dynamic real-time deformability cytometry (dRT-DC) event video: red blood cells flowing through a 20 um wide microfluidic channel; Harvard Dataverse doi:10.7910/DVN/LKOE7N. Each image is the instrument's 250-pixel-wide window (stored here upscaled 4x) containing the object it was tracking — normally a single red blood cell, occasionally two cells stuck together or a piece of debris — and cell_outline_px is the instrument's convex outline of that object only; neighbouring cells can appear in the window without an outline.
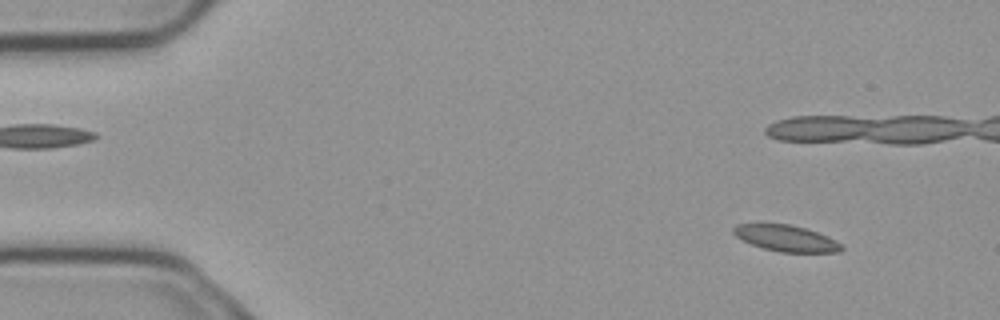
{"species": "common noctule bat (a hibernating species)", "species_latin": "Nyctalus noctula", "temperature_condition": "cold", "stored_images_in_passage": 10, "camera_frame_rate_fps": 3000, "um_per_image_px": 0.085, "animal": {"sex": "male", "body_mass_g": 23.1, "forearm_length_mm": 52.7}, "frame": {"image": 1, "passage_image": 1, "time_ms": 0.0, "image_size_px": [1000, 320], "cell_outline_px": [[844, 248], [840, 252], [780, 252], [764, 248], [752, 244], [736, 236], [732, 232], [732, 228], [736, 224], [788, 224], [804, 228], [828, 236], [836, 240]], "centroid_in_image_um": [66.83, 20.25], "position_along_channel_um": 18.2, "area_um2": 16.3}}
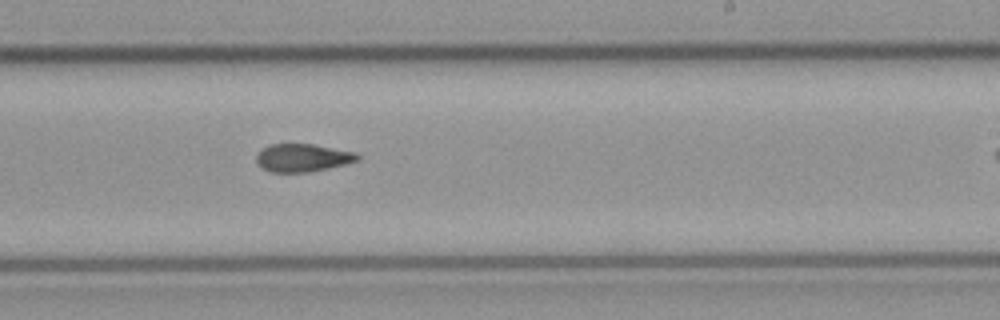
{"frame": {"image": 2, "passage_image": 9, "time_ms": 2.667, "image_size_px": [1000, 320], "cell_outline_px": [[360, 160], [328, 168], [308, 172], [272, 172], [256, 164], [256, 156], [264, 148], [272, 144], [312, 144], [356, 152], [360, 156]], "centroid_in_image_um": [25.75, 13.41], "position_along_channel_um": 263.3, "area_um2": 16.3}}